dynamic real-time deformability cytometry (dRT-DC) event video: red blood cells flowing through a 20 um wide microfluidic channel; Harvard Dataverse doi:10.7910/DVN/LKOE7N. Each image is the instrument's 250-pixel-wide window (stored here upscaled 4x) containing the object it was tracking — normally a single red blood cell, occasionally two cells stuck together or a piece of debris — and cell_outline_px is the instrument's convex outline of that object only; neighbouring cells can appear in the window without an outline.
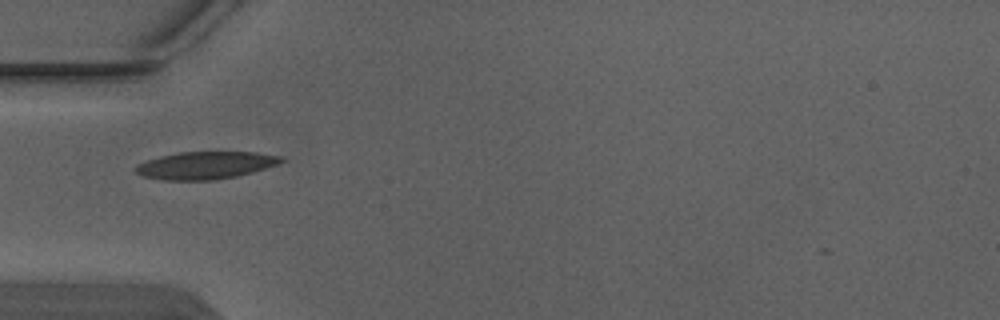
{"species": "Egyptian fruit bat (a non-hibernating species)", "species_latin": "Rousettus aegyptiacus", "temperature_condition": "warm", "stored_images_in_passage": 4, "camera_frame_rate_fps": 3000, "um_per_image_px": 0.085, "animal": {"sex": "male"}, "frame": {"image": 1, "passage_image": 4, "time_ms": 1.0, "image_size_px": [1000, 320], "cell_outline_px": [[284, 160], [276, 164], [252, 172], [236, 176], [212, 180], [164, 180], [144, 176], [136, 172], [132, 168], [148, 160], [160, 156], [180, 152], [256, 152], [284, 156]], "centroid_in_image_um": [17.47, 14.04], "position_along_channel_um": 67.5, "area_um2": 23.06}}